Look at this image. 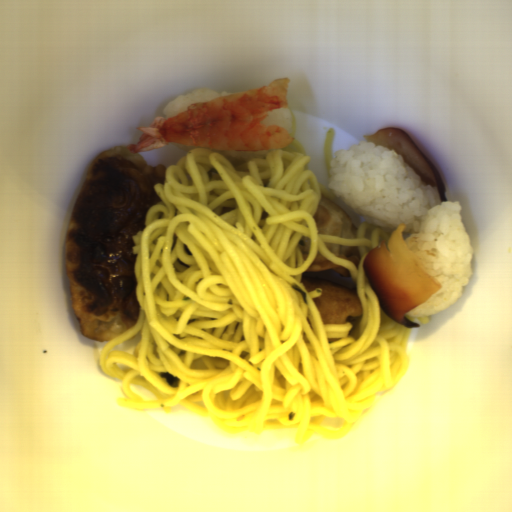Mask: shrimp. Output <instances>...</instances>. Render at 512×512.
Here are the masks:
<instances>
[{"label":"shrimp","instance_id":"1","mask_svg":"<svg viewBox=\"0 0 512 512\" xmlns=\"http://www.w3.org/2000/svg\"><path fill=\"white\" fill-rule=\"evenodd\" d=\"M290 78L269 85L190 104L169 118L155 117L129 152L143 153L169 143L235 152L272 151L289 147L295 137L278 125L262 122L270 111L287 109Z\"/></svg>","mask_w":512,"mask_h":512}]
</instances>
